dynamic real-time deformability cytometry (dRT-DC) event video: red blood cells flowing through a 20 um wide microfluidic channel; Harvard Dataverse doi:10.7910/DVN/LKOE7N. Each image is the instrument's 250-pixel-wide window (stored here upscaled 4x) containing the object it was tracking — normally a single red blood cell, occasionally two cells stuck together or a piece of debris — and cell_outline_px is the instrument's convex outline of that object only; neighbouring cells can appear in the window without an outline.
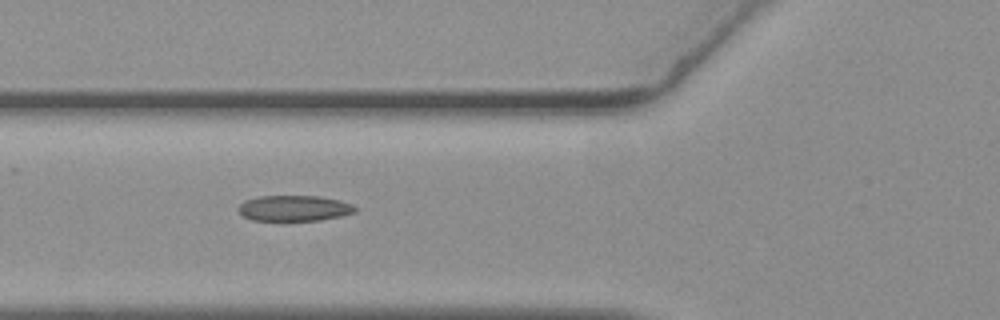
{"species": "common noctule bat (a hibernating species)", "species_latin": "Nyctalus noctula", "temperature_condition": "warm", "stored_images_in_passage": 21, "camera_frame_rate_fps": 3000, "um_per_image_px": 0.085, "animal": {"sex": "female", "body_mass_g": 19.3, "forearm_length_mm": 54.1}, "frame": {"image": 1, "passage_image": 9, "time_ms": 2.667, "image_size_px": [1000, 320], "cell_outline_px": [[356, 212], [340, 216], [320, 220], [252, 220], [244, 216], [236, 208], [244, 200], [260, 196], [320, 196], [340, 200], [352, 204], [356, 208]], "centroid_in_image_um": [25.0, 17.69], "position_along_channel_um": 100.8, "area_um2": 17.46}}
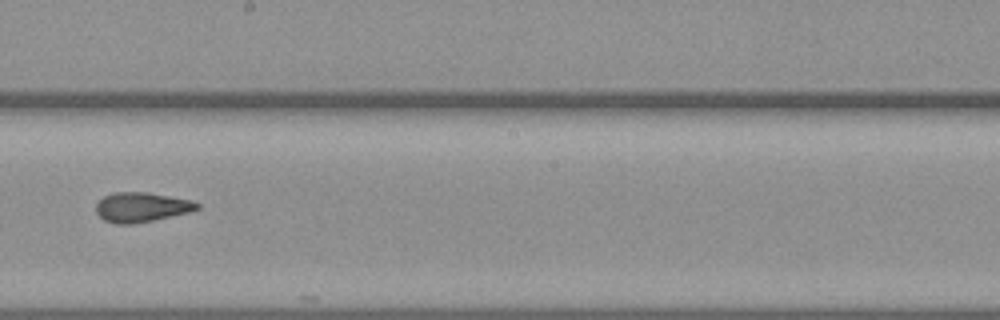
{"frame": {"image": 2, "passage_image": 20, "time_ms": 6.333, "image_size_px": [1000, 320], "cell_outline_px": [[200, 208], [192, 212], [132, 224], [116, 224], [104, 220], [96, 212], [96, 204], [104, 196], [116, 192], [144, 192], [192, 200], [200, 204]], "centroid_in_image_um": [12.05, 17.61], "position_along_channel_um": 236.2, "area_um2": 17.4}}